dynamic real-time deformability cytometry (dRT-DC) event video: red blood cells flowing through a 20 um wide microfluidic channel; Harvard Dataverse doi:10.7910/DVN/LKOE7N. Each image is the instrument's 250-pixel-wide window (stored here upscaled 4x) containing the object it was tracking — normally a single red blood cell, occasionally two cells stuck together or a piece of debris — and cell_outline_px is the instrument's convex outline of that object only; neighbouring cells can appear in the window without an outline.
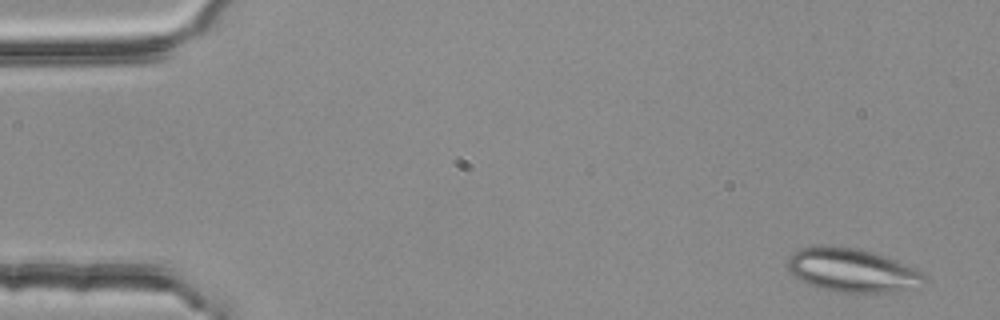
{"species": "common noctule bat (a hibernating species)", "species_latin": "Nyctalus noctula", "temperature_condition": "room temperature", "stored_images_in_passage": 4, "camera_frame_rate_fps": 3000, "um_per_image_px": 0.085, "animal": {"sex": "female", "body_mass_g": 25.1}, "frame": {"image": 1, "passage_image": 1, "time_ms": 0.0, "image_size_px": [1000, 320], "cell_outline_px": [[928, 280], [920, 288], [892, 292], [836, 292], [808, 284], [800, 280], [788, 268], [788, 260], [792, 252], [800, 248], [820, 244], [832, 244], [860, 248], [876, 252], [916, 268], [924, 272], [928, 276]], "centroid_in_image_um": [72.51, 22.95], "position_along_channel_um": 12.5, "area_um2": 35.66}}
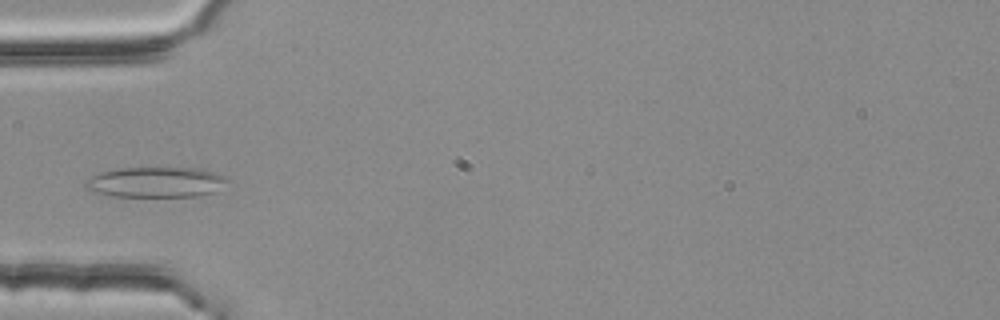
{"frame": {"image": 2, "passage_image": 4, "time_ms": 1.0, "image_size_px": [1000, 320], "cell_outline_px": [[232, 180], [216, 192], [200, 196], [108, 196], [92, 192], [84, 188], [84, 184], [92, 176], [100, 172], [112, 168], [200, 168], [216, 172]], "centroid_in_image_um": [13.28, 15.48], "position_along_channel_um": 71.7, "area_um2": 25.61}}